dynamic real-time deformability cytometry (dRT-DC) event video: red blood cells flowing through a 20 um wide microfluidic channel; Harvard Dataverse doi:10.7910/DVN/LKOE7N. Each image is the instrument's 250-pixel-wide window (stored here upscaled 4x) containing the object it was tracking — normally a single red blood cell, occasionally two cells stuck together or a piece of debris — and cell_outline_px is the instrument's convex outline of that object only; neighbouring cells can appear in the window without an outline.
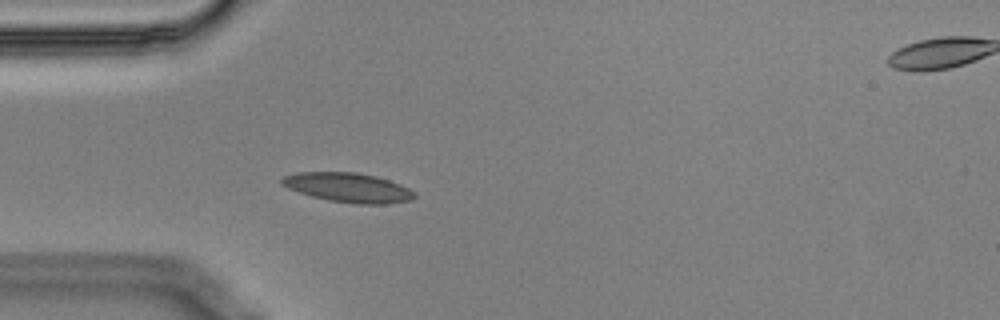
{"species": "Egyptian fruit bat (a non-hibernating species)", "species_latin": "Rousettus aegyptiacus", "temperature_condition": "cold", "stored_images_in_passage": 41, "camera_frame_rate_fps": 3000, "um_per_image_px": 0.085, "animal": {"sex": "male"}, "frame": {"image": 1, "passage_image": 1, "time_ms": 0.0, "image_size_px": [1000, 320], "cell_outline_px": [[416, 196], [412, 200], [384, 204], [356, 204], [328, 200], [312, 196], [288, 188], [280, 184], [280, 180], [284, 176], [296, 172], [356, 172], [376, 176], [400, 184], [416, 192]], "centroid_in_image_um": [29.6, 15.94], "position_along_channel_um": 55.4, "area_um2": 22.77}}
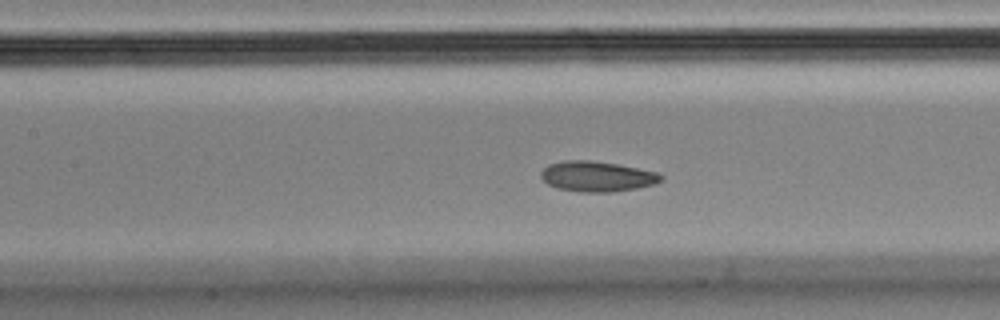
{"frame": {"image": 2, "passage_image": 10, "time_ms": 3.0, "image_size_px": [1000, 320], "cell_outline_px": [[664, 180], [656, 184], [636, 188], [612, 192], [580, 192], [556, 188], [548, 184], [540, 176], [540, 172], [548, 164], [564, 160], [588, 160], [616, 164], [656, 172], [664, 176]], "centroid_in_image_um": [50.74, 15.0], "position_along_channel_um": 156.7, "area_um2": 21.27}}
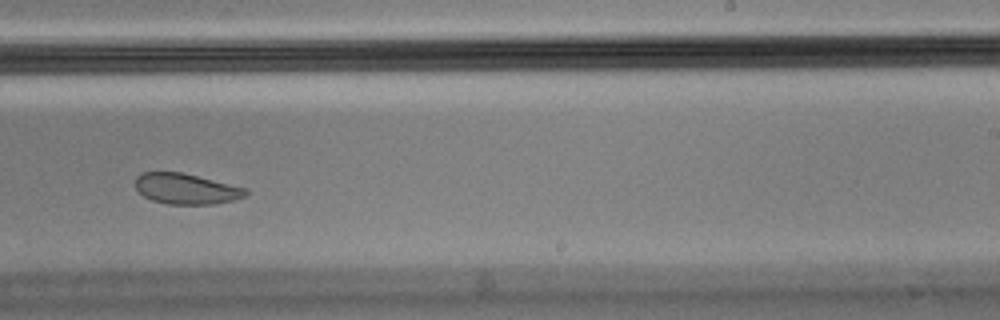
{"frame": {"image": 3, "passage_image": 20, "time_ms": 6.333, "image_size_px": [1000, 320], "cell_outline_px": [[248, 196], [216, 204], [168, 204], [152, 200], [144, 196], [136, 188], [136, 176], [140, 172], [180, 172], [248, 188]], "centroid_in_image_um": [15.85, 16.05], "position_along_channel_um": 273.2, "area_um2": 19.71}, "authors_computed_cell_mechanics": {"area_um2": 21.2704, "velocity_mm_per_s": 3.5096, "shape_relaxation_time_tau1_ms": 4.9784, "shape_relaxation_time_tau2_ms": 2.2541, "deformation_change_tau1": 0.1195, "deformation_change_tau2": 0.0737}}